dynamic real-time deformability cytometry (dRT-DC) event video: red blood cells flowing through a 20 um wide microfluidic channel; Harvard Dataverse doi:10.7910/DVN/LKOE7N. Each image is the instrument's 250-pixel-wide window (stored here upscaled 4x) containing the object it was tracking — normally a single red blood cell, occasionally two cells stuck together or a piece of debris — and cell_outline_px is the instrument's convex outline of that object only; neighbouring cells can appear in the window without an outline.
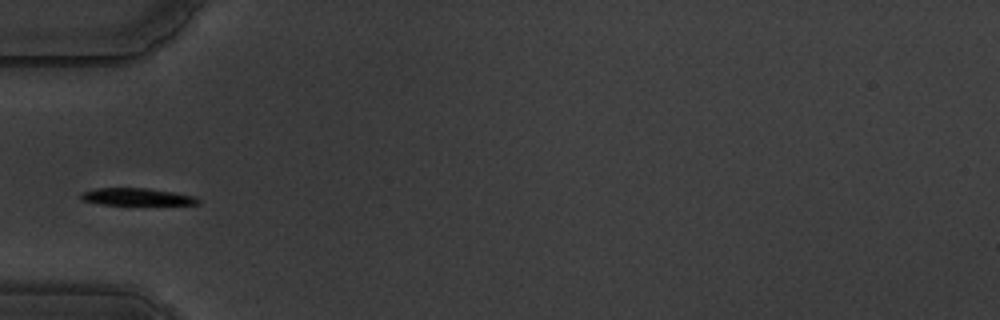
{"species": "common noctule bat (a hibernating species)", "species_latin": "Nyctalus noctula", "temperature_condition": "warm", "stored_images_in_passage": 39, "camera_frame_rate_fps": 3000, "um_per_image_px": 0.085, "animal": {"sex": "male", "body_mass_g": 19.5, "forearm_length_mm": 54.6}, "frame": {"image": 1, "passage_image": 1, "time_ms": 0.0, "image_size_px": [1000, 320], "cell_outline_px": [[200, 204], [100, 204], [80, 200], [80, 192], [96, 188], [144, 188], [172, 192], [196, 196], [200, 200]], "centroid_in_image_um": [11.57, 16.72], "position_along_channel_um": 73.4, "area_um2": 11.62}}
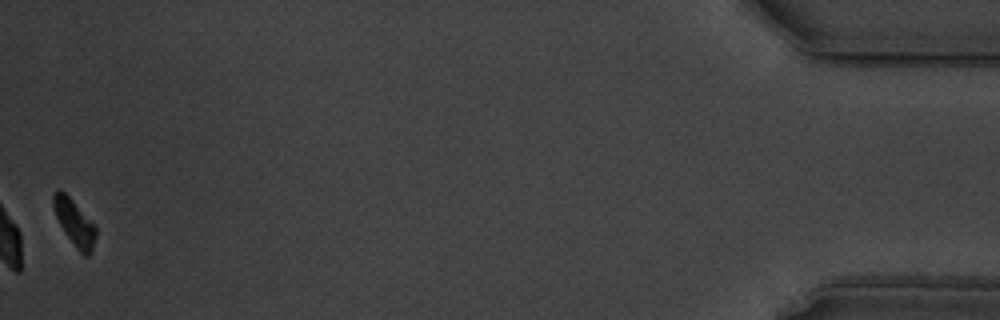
{"frame": {"image": 2, "passage_image": 39, "time_ms": 12.667, "image_size_px": [1000, 320], "cell_outline_px": [[96, 236], [92, 252], [88, 256], [84, 256], [76, 248], [64, 232], [56, 216], [52, 204], [52, 192], [60, 188], [96, 224]], "centroid_in_image_um": [6.34, 18.91], "position_along_channel_um": 428.9, "area_um2": 11.62}}